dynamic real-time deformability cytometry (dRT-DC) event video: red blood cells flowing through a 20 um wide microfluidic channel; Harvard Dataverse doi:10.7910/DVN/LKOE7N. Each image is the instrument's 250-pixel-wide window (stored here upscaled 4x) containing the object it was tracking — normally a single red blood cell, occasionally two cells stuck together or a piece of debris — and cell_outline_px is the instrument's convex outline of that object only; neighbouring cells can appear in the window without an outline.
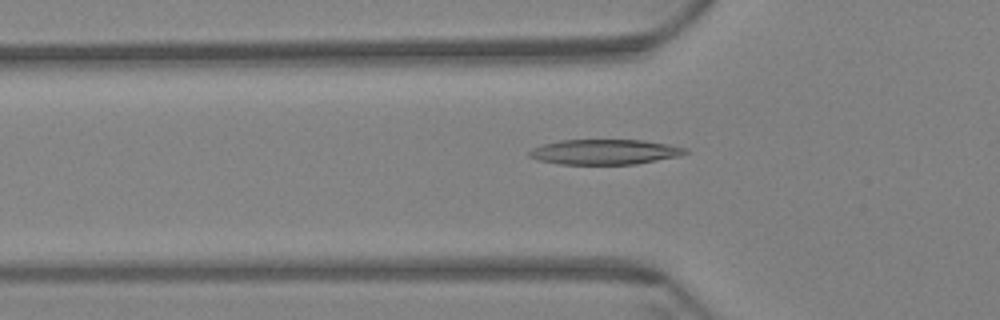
{"species": "Egyptian fruit bat (a non-hibernating species)", "species_latin": "Rousettus aegyptiacus", "temperature_condition": "warm", "stored_images_in_passage": 60, "camera_frame_rate_fps": 3000, "um_per_image_px": 0.085, "animal": {"sex": "female"}, "frame": {"image": 1, "passage_image": 20, "time_ms": 6.333, "image_size_px": [1000, 320], "cell_outline_px": [[688, 152], [680, 156], [636, 164], [560, 164], [540, 160], [528, 156], [528, 152], [532, 148], [544, 144], [560, 140], [644, 140], [668, 144], [688, 148]], "centroid_in_image_um": [51.43, 12.91], "position_along_channel_um": 74.4, "area_um2": 22.83}}
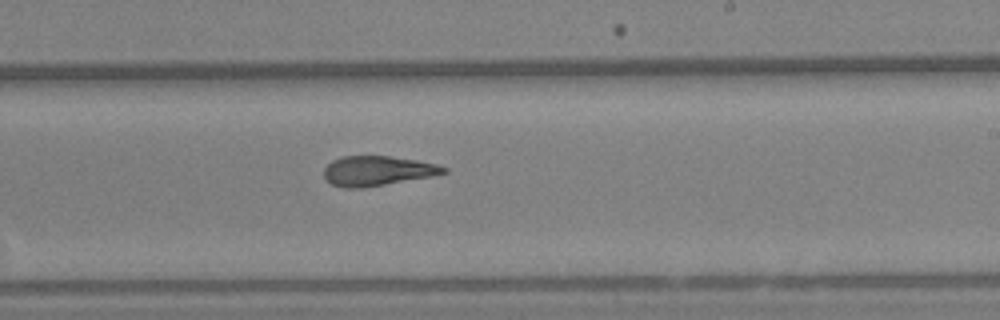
{"frame": {"image": 2, "passage_image": 36, "time_ms": 11.667, "image_size_px": [1000, 320], "cell_outline_px": [[448, 172], [432, 176], [360, 188], [344, 188], [332, 184], [324, 176], [324, 168], [332, 160], [344, 156], [388, 156], [416, 160], [436, 164], [448, 168]], "centroid_in_image_um": [32.07, 14.51], "position_along_channel_um": 256.9, "area_um2": 20.52}}
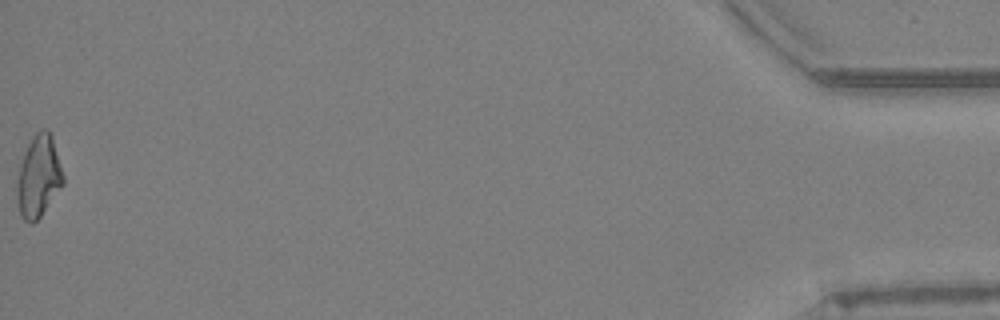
{"frame": {"image": 3, "passage_image": 60, "time_ms": 19.667, "image_size_px": [1000, 320], "cell_outline_px": [[64, 184], [40, 216], [32, 224], [28, 224], [20, 216], [16, 196], [16, 184], [20, 164], [24, 152], [28, 144], [36, 132], [40, 128], [44, 128], [52, 136], [64, 176]], "centroid_in_image_um": [3.26, 15.02], "position_along_channel_um": 431.9, "area_um2": 22.08}, "authors_computed_cell_mechanics": {"area_um2": 21.675, "velocity_mm_per_s": 3.4314, "shape_relaxation_time_tau1_ms": null, "shape_relaxation_time_tau2_ms": 3.3645, "deformation_change_tau1": null, "deformation_change_tau2": 0.1328}}